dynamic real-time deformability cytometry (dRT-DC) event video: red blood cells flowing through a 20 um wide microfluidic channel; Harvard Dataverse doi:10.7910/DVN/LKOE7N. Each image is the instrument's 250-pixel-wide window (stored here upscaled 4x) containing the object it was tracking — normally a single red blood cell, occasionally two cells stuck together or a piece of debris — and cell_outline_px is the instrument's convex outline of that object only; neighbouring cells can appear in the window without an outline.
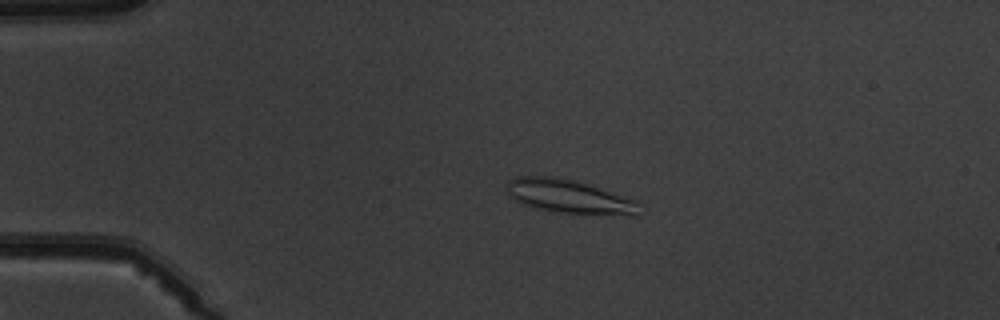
{"species": "common noctule bat (a hibernating species)", "species_latin": "Nyctalus noctula", "temperature_condition": "warm", "stored_images_in_passage": 4, "camera_frame_rate_fps": 3000, "um_per_image_px": 0.085, "animal": {"sex": "male", "body_mass_g": 19.5, "forearm_length_mm": 54.6}, "frame": {"image": 1, "passage_image": 3, "time_ms": 3.0, "image_size_px": [1000, 320], "cell_outline_px": [[640, 204], [636, 212], [560, 212], [536, 208], [524, 204], [508, 196], [504, 188], [504, 184], [508, 180], [516, 176], [556, 176], [576, 180], [636, 200]], "centroid_in_image_um": [48.15, 16.61], "position_along_channel_um": 36.9, "area_um2": 25.03}}